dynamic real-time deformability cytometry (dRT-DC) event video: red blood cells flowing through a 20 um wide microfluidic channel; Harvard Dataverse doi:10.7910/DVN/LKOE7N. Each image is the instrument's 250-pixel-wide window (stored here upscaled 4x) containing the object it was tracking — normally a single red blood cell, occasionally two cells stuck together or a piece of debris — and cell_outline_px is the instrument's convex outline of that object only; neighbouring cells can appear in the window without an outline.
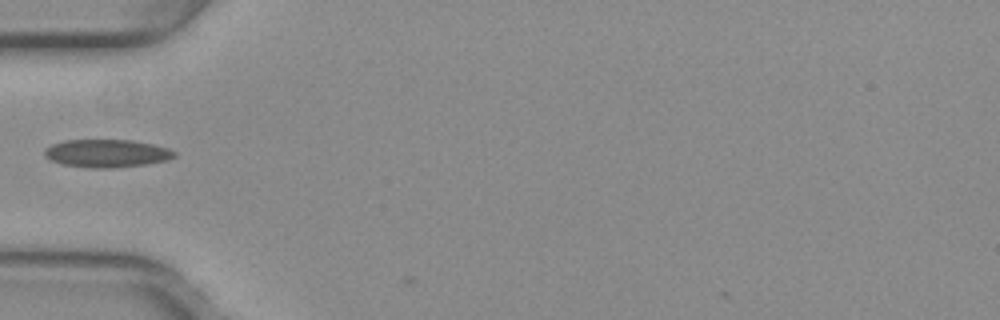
{"species": "common noctule bat (a hibernating species)", "species_latin": "Nyctalus noctula", "temperature_condition": "warm", "stored_images_in_passage": 2, "camera_frame_rate_fps": 3000, "um_per_image_px": 0.085, "animal": {"sex": "female", "body_mass_g": 29.2, "forearm_length_mm": 56.3}, "frame": {"image": 1, "passage_image": 1, "time_ms": 0.0, "image_size_px": [1000, 320], "cell_outline_px": [[176, 156], [168, 160], [148, 164], [112, 168], [92, 168], [60, 164], [44, 156], [44, 148], [52, 144], [64, 140], [132, 140], [152, 144], [168, 148], [176, 152]], "centroid_in_image_um": [9.07, 13.04], "position_along_channel_um": 75.9, "area_um2": 21.27}}